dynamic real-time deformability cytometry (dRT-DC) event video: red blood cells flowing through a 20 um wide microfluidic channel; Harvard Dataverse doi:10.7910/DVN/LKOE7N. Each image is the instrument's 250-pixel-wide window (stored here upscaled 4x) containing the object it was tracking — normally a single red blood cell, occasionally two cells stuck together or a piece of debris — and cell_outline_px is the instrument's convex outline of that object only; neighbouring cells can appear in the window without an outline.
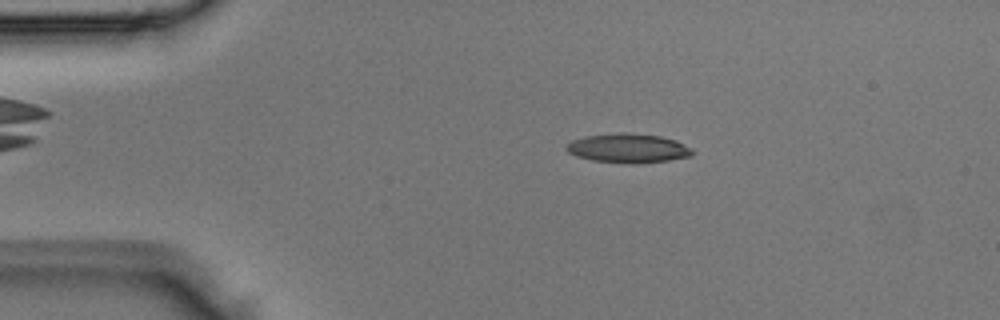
{"species": "Egyptian fruit bat (a non-hibernating species)", "species_latin": "Rousettus aegyptiacus", "temperature_condition": "room temperature", "stored_images_in_passage": 4, "camera_frame_rate_fps": 3000, "um_per_image_px": 0.085, "animal": {"sex": "male"}, "frame": {"image": 1, "passage_image": 3, "time_ms": 0.667, "image_size_px": [1000, 320], "cell_outline_px": [[692, 156], [668, 160], [636, 164], [624, 164], [592, 160], [576, 156], [568, 152], [564, 148], [572, 140], [584, 136], [616, 132], [624, 132], [660, 136], [676, 140], [692, 148]], "centroid_in_image_um": [53.37, 12.6], "position_along_channel_um": 31.6, "area_um2": 21.68}}